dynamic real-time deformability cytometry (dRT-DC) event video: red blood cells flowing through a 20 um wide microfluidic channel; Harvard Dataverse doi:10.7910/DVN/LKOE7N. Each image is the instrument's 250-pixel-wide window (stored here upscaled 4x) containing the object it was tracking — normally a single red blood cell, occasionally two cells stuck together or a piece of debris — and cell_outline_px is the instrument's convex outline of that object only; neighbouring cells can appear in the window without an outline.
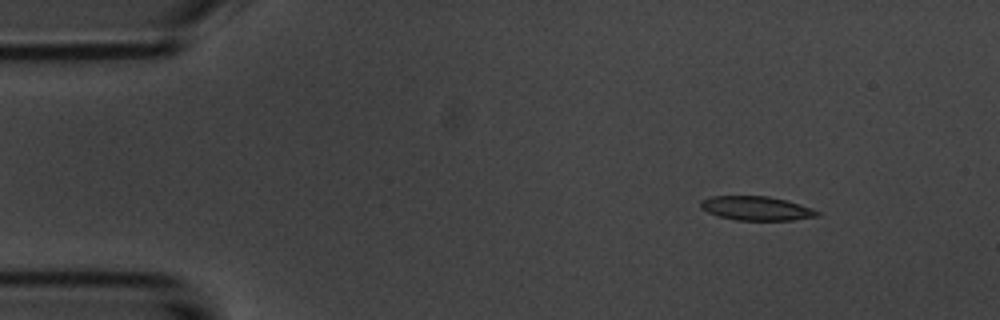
{"species": "common noctule bat (a hibernating species)", "species_latin": "Nyctalus noctula", "temperature_condition": "room temperature", "stored_images_in_passage": 53, "camera_frame_rate_fps": 3000, "um_per_image_px": 0.085, "animal": {"sex": "male", "body_mass_g": 20.1, "forearm_length_mm": 53.5}, "frame": {"image": 1, "passage_image": 6, "time_ms": 1.667, "image_size_px": [1000, 320], "cell_outline_px": [[820, 216], [792, 220], [736, 220], [720, 216], [708, 212], [700, 208], [700, 200], [712, 196], [768, 196], [800, 204], [820, 212]], "centroid_in_image_um": [64.28, 17.71], "position_along_channel_um": 20.7, "area_um2": 16.24}}
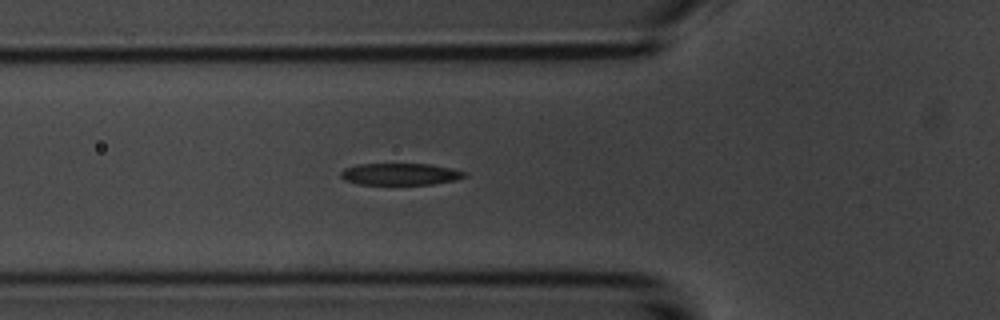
{"frame": {"image": 2, "passage_image": 18, "time_ms": 5.667, "image_size_px": [1000, 320], "cell_outline_px": [[468, 176], [456, 180], [432, 184], [356, 184], [344, 180], [340, 176], [340, 172], [344, 168], [356, 164], [428, 164], [452, 168], [468, 172]], "centroid_in_image_um": [34.03, 14.8], "position_along_channel_um": 91.8, "area_um2": 15.9}}
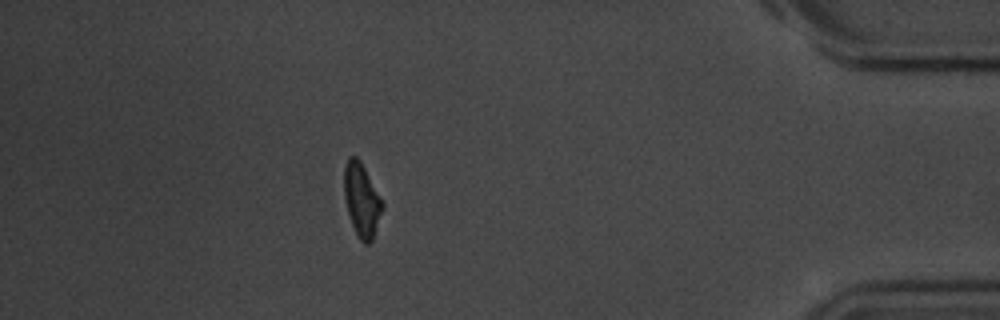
{"frame": {"image": 3, "passage_image": 47, "time_ms": 15.333, "image_size_px": [1000, 320], "cell_outline_px": [[384, 208], [372, 240], [368, 244], [364, 244], [360, 240], [352, 224], [348, 212], [344, 196], [344, 168], [348, 156], [356, 156], [360, 160], [380, 196], [384, 204]], "centroid_in_image_um": [30.75, 16.99], "position_along_channel_um": 404.5, "area_um2": 16.3}, "authors_computed_cell_mechanics": {"area_um2": 16.8776, "velocity_mm_per_s": 3.716, "shape_relaxation_time_tau1_ms": 2.7557, "shape_relaxation_time_tau2_ms": null, "deformation_change_tau1": 0.1412, "deformation_change_tau2": null}}